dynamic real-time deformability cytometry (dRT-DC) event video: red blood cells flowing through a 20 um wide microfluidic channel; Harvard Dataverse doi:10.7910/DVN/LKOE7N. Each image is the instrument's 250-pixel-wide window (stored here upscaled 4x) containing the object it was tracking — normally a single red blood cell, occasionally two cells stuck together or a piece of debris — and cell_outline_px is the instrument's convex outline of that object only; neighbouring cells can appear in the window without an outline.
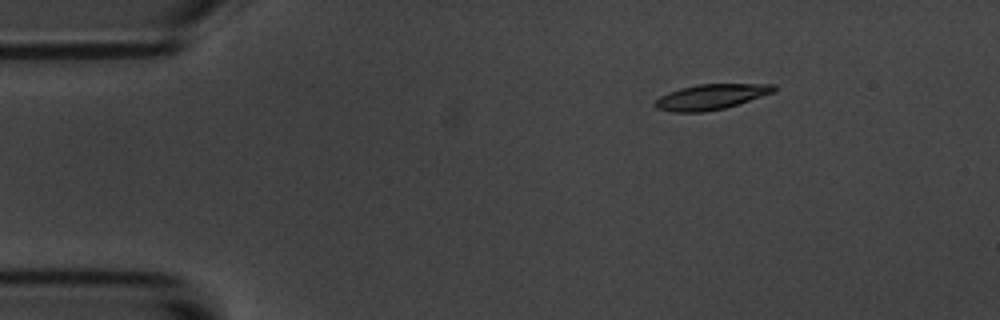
{"species": "common noctule bat (a hibernating species)", "species_latin": "Nyctalus noctula", "temperature_condition": "room temperature", "stored_images_in_passage": 3, "camera_frame_rate_fps": 3000, "um_per_image_px": 0.085, "animal": {"sex": "male", "body_mass_g": 20.1, "forearm_length_mm": 53.5}, "frame": {"image": 1, "passage_image": 1, "time_ms": 0.0, "image_size_px": [1000, 320], "cell_outline_px": [[776, 92], [724, 108], [704, 112], [676, 112], [656, 108], [652, 104], [660, 96], [668, 92], [680, 88], [700, 84], [776, 84]], "centroid_in_image_um": [60.44, 8.23], "position_along_channel_um": 24.6, "area_um2": 17.51}}
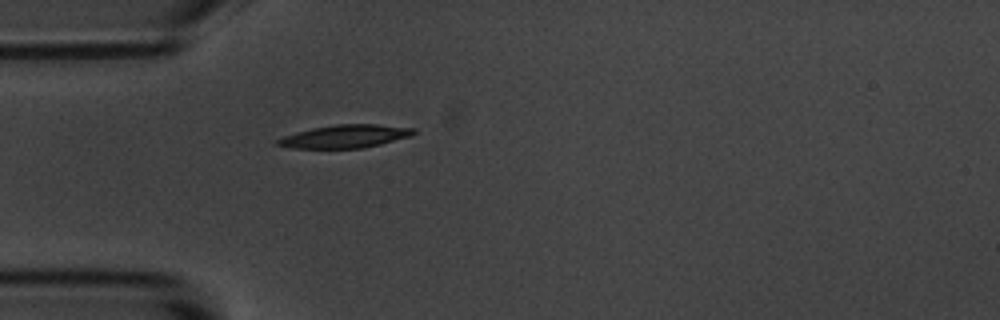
{"frame": {"image": 2, "passage_image": 3, "time_ms": 2.667, "image_size_px": [1000, 320], "cell_outline_px": [[416, 132], [412, 136], [364, 148], [292, 148], [276, 144], [276, 140], [284, 136], [296, 132], [312, 128], [336, 124], [376, 124], [416, 128]], "centroid_in_image_um": [29.37, 11.58], "position_along_channel_um": 55.6, "area_um2": 18.26}}